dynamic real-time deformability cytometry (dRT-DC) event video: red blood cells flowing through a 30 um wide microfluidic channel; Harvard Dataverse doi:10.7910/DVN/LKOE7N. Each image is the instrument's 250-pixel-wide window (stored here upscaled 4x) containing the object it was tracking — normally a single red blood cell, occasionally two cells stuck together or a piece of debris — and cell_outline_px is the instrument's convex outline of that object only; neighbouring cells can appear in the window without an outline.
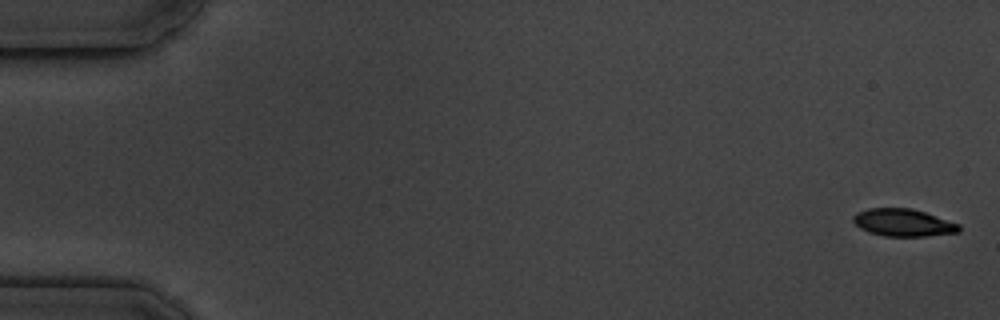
{"species": "common noctule bat (a hibernating species)", "species_latin": "Nyctalus noctula", "temperature_condition": "cold", "stored_images_in_passage": 5, "camera_frame_rate_fps": 3000, "um_per_image_px": 0.085, "animal": {"sex": "male", "body_mass_g": 19.5, "forearm_length_mm": 54.6}, "frame": {"image": 1, "passage_image": 1, "time_ms": 0.0, "image_size_px": [1000, 320], "cell_outline_px": [[960, 232], [924, 236], [884, 236], [868, 232], [860, 228], [852, 220], [852, 216], [856, 212], [868, 208], [912, 208], [960, 224]], "centroid_in_image_um": [76.74, 18.92], "position_along_channel_um": 8.3, "area_um2": 16.94}}
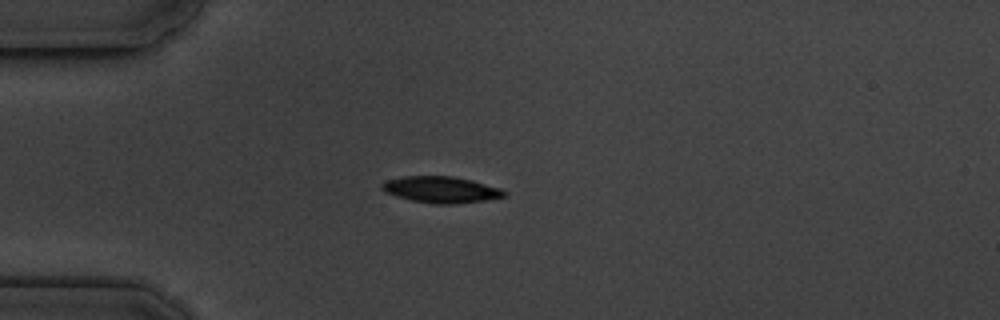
{"frame": {"image": 2, "passage_image": 5, "time_ms": 4.667, "image_size_px": [1000, 320], "cell_outline_px": [[508, 196], [484, 200], [452, 204], [432, 204], [412, 200], [396, 196], [384, 192], [380, 188], [380, 184], [388, 180], [404, 176], [452, 176], [472, 180], [500, 188], [508, 192]], "centroid_in_image_um": [37.49, 16.12], "position_along_channel_um": 47.5, "area_um2": 18.84}}